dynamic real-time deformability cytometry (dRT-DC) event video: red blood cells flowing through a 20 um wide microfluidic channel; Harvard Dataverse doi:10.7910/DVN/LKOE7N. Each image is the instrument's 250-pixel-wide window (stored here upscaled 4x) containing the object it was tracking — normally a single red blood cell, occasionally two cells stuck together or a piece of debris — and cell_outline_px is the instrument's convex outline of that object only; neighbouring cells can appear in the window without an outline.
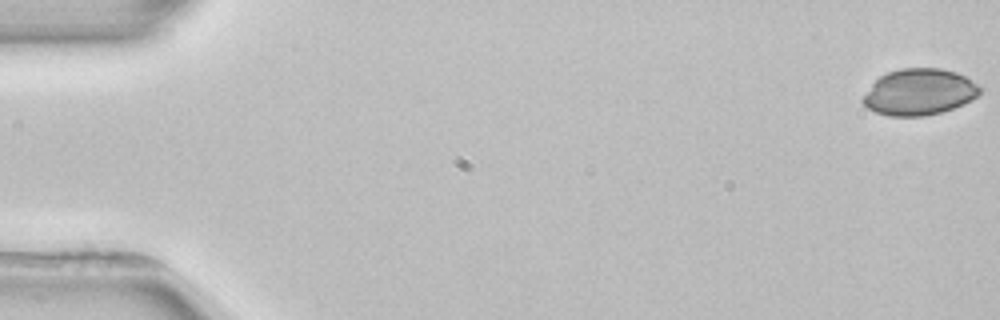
{"species": "common noctule bat (a hibernating species)", "species_latin": "Nyctalus noctula", "temperature_condition": "room temperature", "stored_images_in_passage": 4, "camera_frame_rate_fps": 3000, "um_per_image_px": 0.085, "animal": {"sex": "female", "body_mass_g": 22.7, "forearm_length_mm": 54.2}, "frame": {"image": 1, "passage_image": 1, "time_ms": 0.0, "image_size_px": [1000, 320], "cell_outline_px": [[984, 88], [976, 96], [964, 104], [940, 112], [924, 116], [888, 116], [876, 112], [868, 108], [860, 100], [872, 84], [880, 76], [888, 72], [900, 68], [940, 68], [956, 72], [964, 76]], "centroid_in_image_um": [78.13, 7.82], "position_along_channel_um": 6.9, "area_um2": 31.5}}